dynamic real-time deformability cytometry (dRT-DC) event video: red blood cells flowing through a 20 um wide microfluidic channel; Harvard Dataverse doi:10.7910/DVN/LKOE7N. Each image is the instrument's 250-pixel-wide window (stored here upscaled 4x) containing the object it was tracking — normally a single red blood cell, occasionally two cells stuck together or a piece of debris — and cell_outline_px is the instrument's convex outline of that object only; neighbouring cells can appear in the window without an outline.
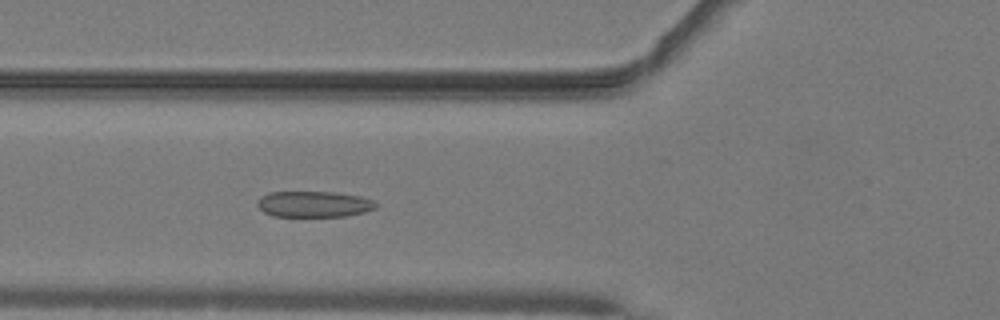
{"species": "common noctule bat (a hibernating species)", "species_latin": "Nyctalus noctula", "temperature_condition": "warm", "stored_images_in_passage": 49, "camera_frame_rate_fps": 3000, "um_per_image_px": 0.085, "animal": {"sex": "male", "body_mass_g": 19.2, "forearm_length_mm": 51.8}, "frame": {"image": 1, "passage_image": 18, "time_ms": 5.667, "image_size_px": [1000, 320], "cell_outline_px": [[376, 208], [364, 212], [348, 216], [272, 216], [264, 212], [256, 204], [256, 200], [260, 196], [268, 192], [332, 192], [360, 196], [372, 200], [376, 204]], "centroid_in_image_um": [26.64, 17.35], "position_along_channel_um": 99.2, "area_um2": 17.98}}
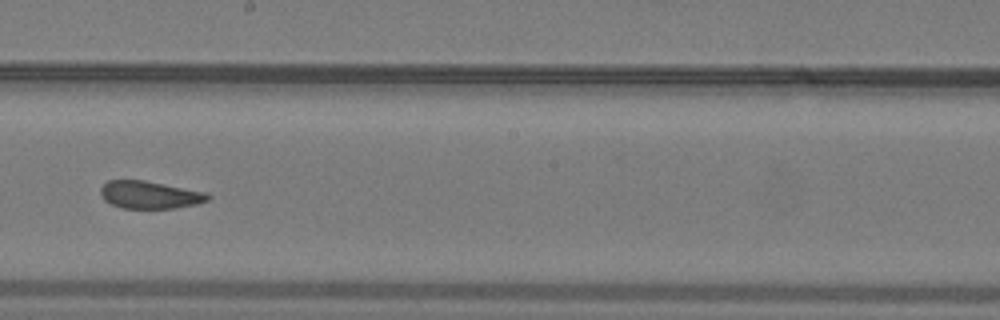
{"frame": {"image": 2, "passage_image": 28, "time_ms": 9.0, "image_size_px": [1000, 320], "cell_outline_px": [[212, 196], [208, 200], [196, 204], [176, 208], [124, 208], [112, 204], [104, 200], [100, 192], [100, 188], [108, 180], [144, 180], [204, 192]], "centroid_in_image_um": [12.71, 16.56], "position_along_channel_um": 235.5, "area_um2": 17.05}}
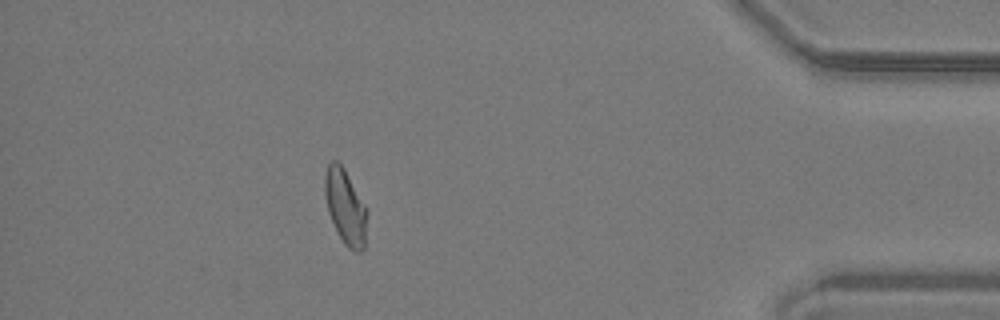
{"frame": {"image": 3, "passage_image": 44, "time_ms": 14.333, "image_size_px": [1000, 320], "cell_outline_px": [[368, 212], [364, 248], [360, 252], [356, 252], [348, 248], [344, 244], [328, 212], [324, 192], [324, 176], [328, 164], [332, 160], [336, 160], [344, 168], [364, 204]], "centroid_in_image_um": [29.36, 17.58], "position_along_channel_um": 405.8, "area_um2": 18.32}, "authors_computed_cell_mechanics": {"area_um2": 18.3226, "velocity_mm_per_s": 4.0774, "shape_relaxation_time_tau1_ms": 8.868, "shape_relaxation_time_tau2_ms": 1.5712, "deformation_change_tau1": 0.1641, "deformation_change_tau2": 0.0631}}